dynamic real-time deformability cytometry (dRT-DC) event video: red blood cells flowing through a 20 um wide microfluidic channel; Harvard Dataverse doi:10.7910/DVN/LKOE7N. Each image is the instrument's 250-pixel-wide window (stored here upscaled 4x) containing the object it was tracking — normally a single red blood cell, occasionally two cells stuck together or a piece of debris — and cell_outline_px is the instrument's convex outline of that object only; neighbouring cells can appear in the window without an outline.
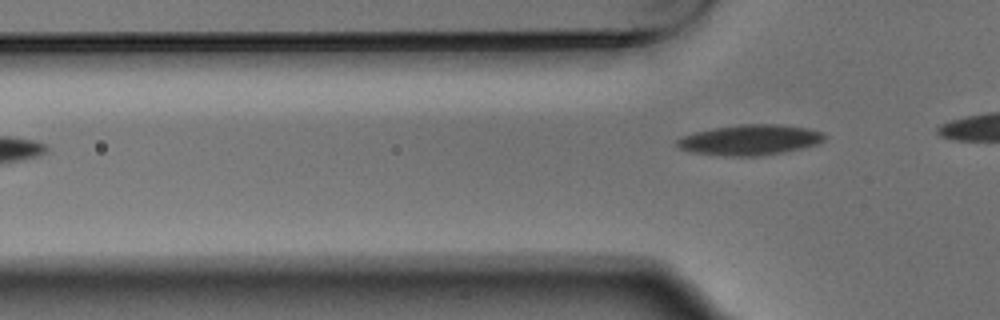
{"species": "Egyptian fruit bat (a non-hibernating species)", "species_latin": "Rousettus aegyptiacus", "temperature_condition": "warm", "stored_images_in_passage": 2, "camera_frame_rate_fps": 3000, "um_per_image_px": 0.085, "animal": {"sex": "male"}, "frame": {"image": 1, "passage_image": 2, "time_ms": 0.333, "image_size_px": [1000, 320], "cell_outline_px": [[824, 140], [816, 144], [784, 152], [760, 156], [724, 156], [688, 152], [680, 148], [676, 144], [676, 140], [684, 136], [696, 132], [712, 128], [740, 124], [780, 124], [808, 128], [824, 132]], "centroid_in_image_um": [63.73, 11.89], "position_along_channel_um": 62.1, "area_um2": 26.18}}